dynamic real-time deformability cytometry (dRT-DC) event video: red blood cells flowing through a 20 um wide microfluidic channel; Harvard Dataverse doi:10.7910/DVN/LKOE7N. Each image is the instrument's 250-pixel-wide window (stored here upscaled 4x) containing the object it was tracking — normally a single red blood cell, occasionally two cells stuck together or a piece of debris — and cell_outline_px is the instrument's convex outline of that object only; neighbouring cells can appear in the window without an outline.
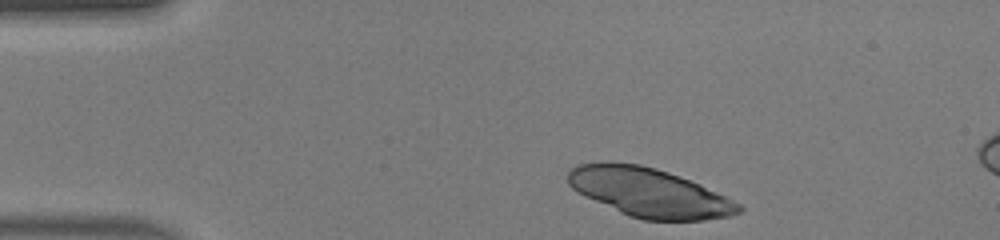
{"species": "human", "species_latin": "Homo sapiens", "temperature_condition": "warm", "stored_images_in_passage": 7, "camera_frame_rate_fps": 3000, "um_per_image_px": 0.085, "donor": {"sex": "male"}, "frame": {"image": 1, "passage_image": 1, "time_ms": 0.0, "image_size_px": [1000, 240], "cell_outline_px": [[744, 208], [740, 212], [732, 216], [704, 220], [644, 220], [628, 216], [584, 196], [572, 188], [568, 184], [568, 172], [572, 168], [580, 164], [604, 160], [608, 160], [640, 164], [656, 168], [680, 176], [700, 184], [740, 204]], "centroid_in_image_um": [55.15, 16.35], "position_along_channel_um": 29.8, "area_um2": 48.9}}